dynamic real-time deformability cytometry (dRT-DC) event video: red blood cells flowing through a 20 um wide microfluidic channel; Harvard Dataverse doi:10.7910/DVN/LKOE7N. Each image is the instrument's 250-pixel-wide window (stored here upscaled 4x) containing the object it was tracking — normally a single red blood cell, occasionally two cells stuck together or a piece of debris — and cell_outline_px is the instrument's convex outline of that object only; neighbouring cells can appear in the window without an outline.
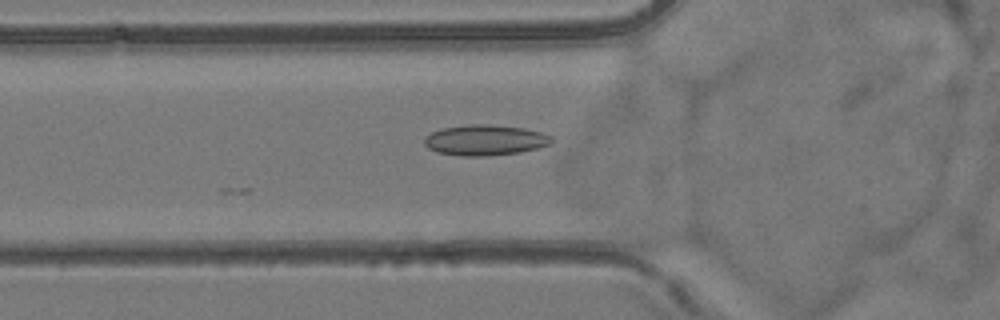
{"species": "common noctule bat (a hibernating species)", "species_latin": "Nyctalus noctula", "temperature_condition": "room temperature", "stored_images_in_passage": 42, "camera_frame_rate_fps": 3000, "um_per_image_px": 0.085, "animal": {"sex": "female", "body_mass_g": 24.6, "forearm_length_mm": 56.2}, "frame": {"image": 1, "passage_image": 7, "time_ms": 2.0, "image_size_px": [1000, 320], "cell_outline_px": [[552, 140], [548, 144], [536, 148], [520, 152], [488, 156], [460, 156], [436, 152], [428, 148], [424, 144], [424, 136], [440, 128], [468, 124], [492, 124], [524, 128], [544, 132], [552, 136]], "centroid_in_image_um": [41.2, 11.9], "position_along_channel_um": 84.6, "area_um2": 22.95}}
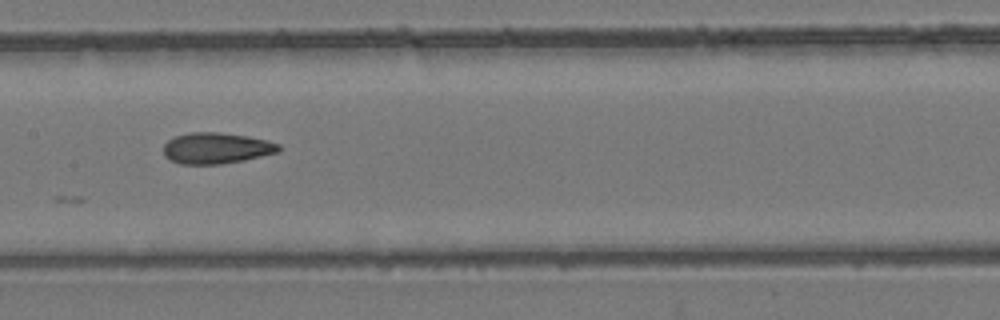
{"frame": {"image": 2, "passage_image": 15, "time_ms": 4.667, "image_size_px": [1000, 320], "cell_outline_px": [[280, 152], [244, 160], [220, 164], [180, 164], [164, 156], [164, 144], [168, 140], [176, 136], [192, 132], [220, 132], [248, 136], [268, 140], [280, 144]], "centroid_in_image_um": [18.42, 12.59], "position_along_channel_um": 189.0, "area_um2": 20.92}}
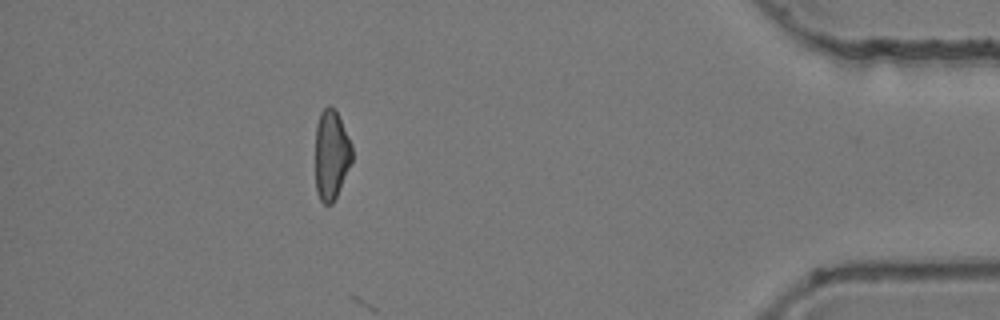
{"frame": {"image": 3, "passage_image": 36, "time_ms": 11.667, "image_size_px": [1000, 320], "cell_outline_px": [[352, 160], [340, 188], [332, 204], [324, 204], [320, 200], [316, 192], [316, 124], [320, 112], [328, 104], [336, 108], [352, 144]], "centroid_in_image_um": [28.16, 13.11], "position_along_channel_um": 407.0, "area_um2": 19.36}}